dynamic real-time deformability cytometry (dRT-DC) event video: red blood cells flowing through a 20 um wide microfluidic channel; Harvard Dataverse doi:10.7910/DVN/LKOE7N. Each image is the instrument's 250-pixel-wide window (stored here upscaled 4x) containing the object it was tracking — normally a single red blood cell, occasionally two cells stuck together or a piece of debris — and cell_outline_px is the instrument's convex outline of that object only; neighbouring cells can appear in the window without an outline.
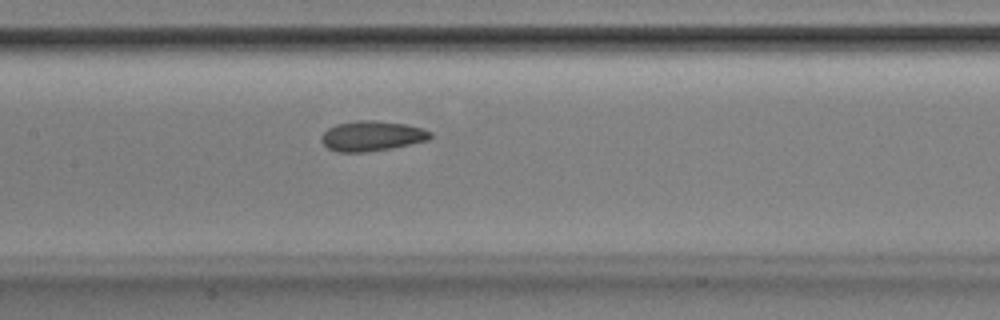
{"species": "Egyptian fruit bat (a non-hibernating species)", "species_latin": "Rousettus aegyptiacus", "temperature_condition": "room temperature", "stored_images_in_passage": 53, "camera_frame_rate_fps": 3000, "um_per_image_px": 0.085, "animal": {"sex": "male"}, "frame": {"image": 1, "passage_image": 26, "time_ms": 8.333, "image_size_px": [1000, 320], "cell_outline_px": [[432, 136], [428, 140], [392, 148], [364, 152], [336, 152], [328, 148], [320, 140], [320, 136], [328, 128], [336, 124], [356, 120], [376, 120], [404, 124], [420, 128], [432, 132]], "centroid_in_image_um": [31.57, 11.56], "position_along_channel_um": 175.8, "area_um2": 19.13}}
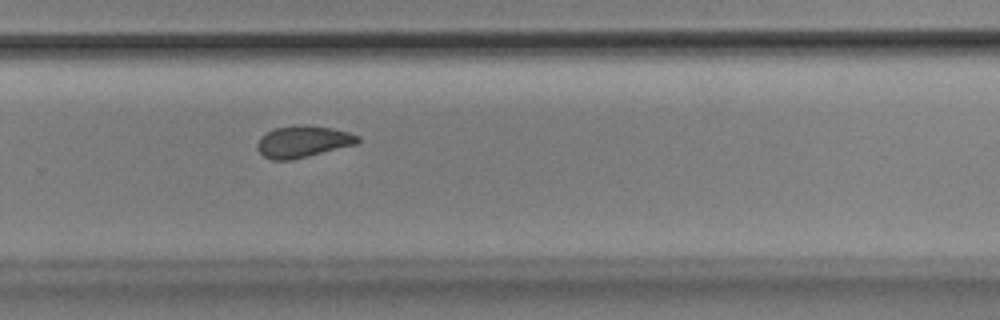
{"frame": {"image": 2, "passage_image": 36, "time_ms": 11.667, "image_size_px": [1000, 320], "cell_outline_px": [[360, 140], [356, 144], [292, 160], [272, 160], [264, 156], [256, 148], [256, 144], [260, 136], [276, 128], [300, 124], [332, 128], [348, 132], [360, 136]], "centroid_in_image_um": [25.73, 12.04], "position_along_channel_um": 304.1, "area_um2": 18.5}}
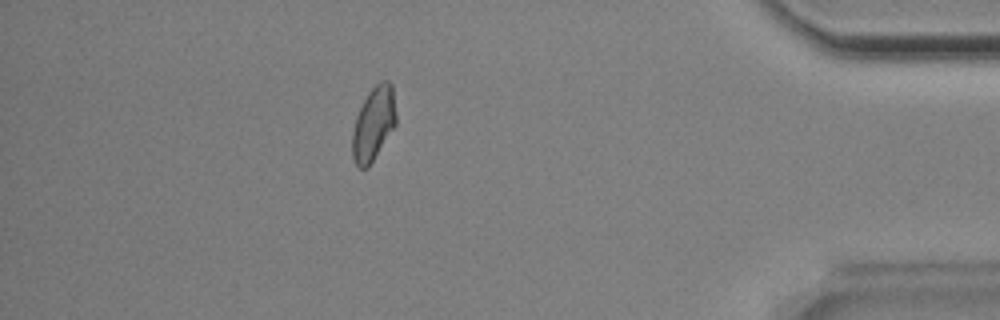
{"frame": {"image": 3, "passage_image": 47, "time_ms": 15.333, "image_size_px": [1000, 320], "cell_outline_px": [[396, 124], [368, 168], [360, 168], [356, 164], [352, 156], [352, 132], [356, 116], [368, 92], [380, 80], [388, 80], [392, 84], [396, 112]], "centroid_in_image_um": [31.75, 10.5], "position_along_channel_um": 403.4, "area_um2": 18.79}, "authors_computed_cell_mechanics": {"area_um2": 18.9584, "velocity_mm_per_s": 3.8675, "shape_relaxation_time_tau1_ms": 4.3922, "shape_relaxation_time_tau2_ms": 1.9603, "deformation_change_tau1": 0.0866, "deformation_change_tau2": 0.057}}